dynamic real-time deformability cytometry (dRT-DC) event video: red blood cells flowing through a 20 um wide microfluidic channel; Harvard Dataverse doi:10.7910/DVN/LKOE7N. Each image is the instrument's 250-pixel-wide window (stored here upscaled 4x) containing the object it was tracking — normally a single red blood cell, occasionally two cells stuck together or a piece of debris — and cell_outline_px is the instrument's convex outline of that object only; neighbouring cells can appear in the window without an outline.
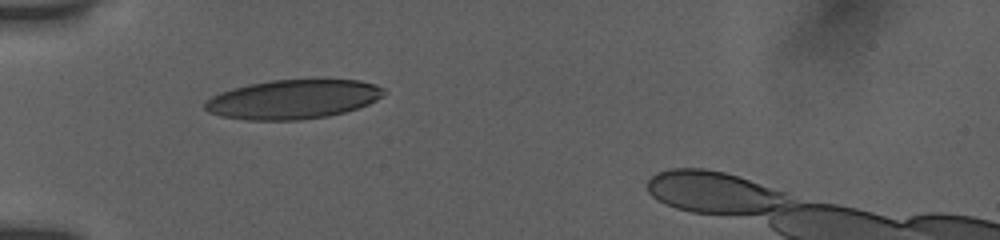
{"species": "human", "species_latin": "Homo sapiens", "temperature_condition": "room temperature", "stored_images_in_passage": 43, "camera_frame_rate_fps": 3000, "um_per_image_px": 0.085, "donor": {"sex": "female"}, "frame": {"image": 1, "passage_image": 1, "time_ms": 0.0, "image_size_px": [1000, 240], "cell_outline_px": [[384, 96], [368, 104], [344, 112], [328, 116], [300, 120], [248, 120], [220, 116], [208, 112], [204, 108], [204, 104], [212, 96], [220, 92], [232, 88], [248, 84], [272, 80], [360, 80], [376, 84], [384, 88]], "centroid_in_image_um": [24.9, 8.44], "position_along_channel_um": 60.1, "area_um2": 40.86}}
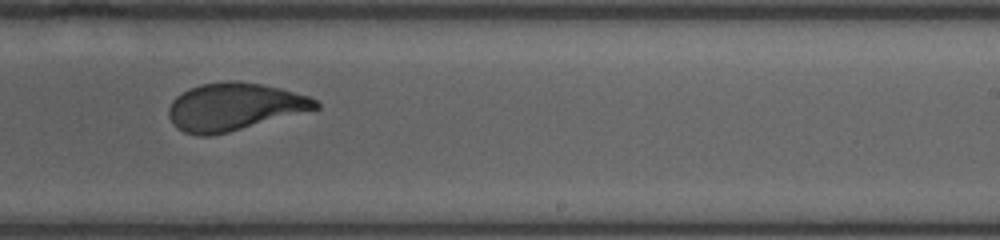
{"frame": {"image": 2, "passage_image": 23, "time_ms": 5.667, "image_size_px": [1000, 240], "cell_outline_px": [[320, 108], [228, 132], [212, 136], [200, 136], [184, 132], [176, 128], [168, 116], [168, 108], [172, 100], [176, 96], [200, 84], [228, 80], [240, 80], [280, 88], [308, 96], [316, 100], [320, 104]], "centroid_in_image_um": [19.88, 9.07], "position_along_channel_um": 269.1, "area_um2": 40.63}}
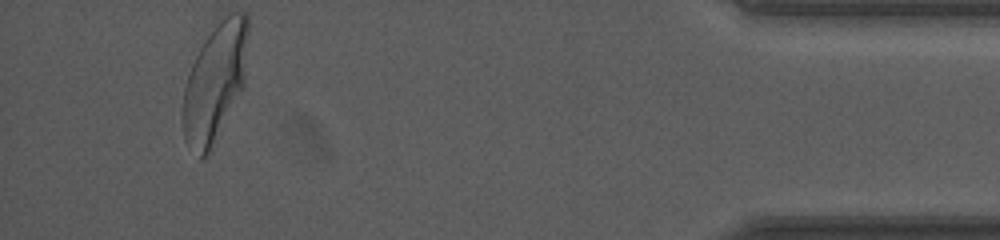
{"frame": {"image": 3, "passage_image": 43, "time_ms": 11.0, "image_size_px": [1000, 240], "cell_outline_px": [[248, 36], [244, 88], [208, 152], [200, 160], [184, 140], [180, 120], [180, 112], [184, 88], [188, 72], [212, 20], [232, 12], [248, 12]], "centroid_in_image_um": [18.24, 6.91], "position_along_channel_um": 417.0, "area_um2": 46.24}, "authors_computed_cell_mechanics": {"area_um2": 41.0958, "velocity_mm_per_s": 3.8351, "shape_relaxation_time_tau1_ms": 5.2423, "shape_relaxation_time_tau2_ms": null, "deformation_change_tau1": 0.2141, "deformation_change_tau2": null}}